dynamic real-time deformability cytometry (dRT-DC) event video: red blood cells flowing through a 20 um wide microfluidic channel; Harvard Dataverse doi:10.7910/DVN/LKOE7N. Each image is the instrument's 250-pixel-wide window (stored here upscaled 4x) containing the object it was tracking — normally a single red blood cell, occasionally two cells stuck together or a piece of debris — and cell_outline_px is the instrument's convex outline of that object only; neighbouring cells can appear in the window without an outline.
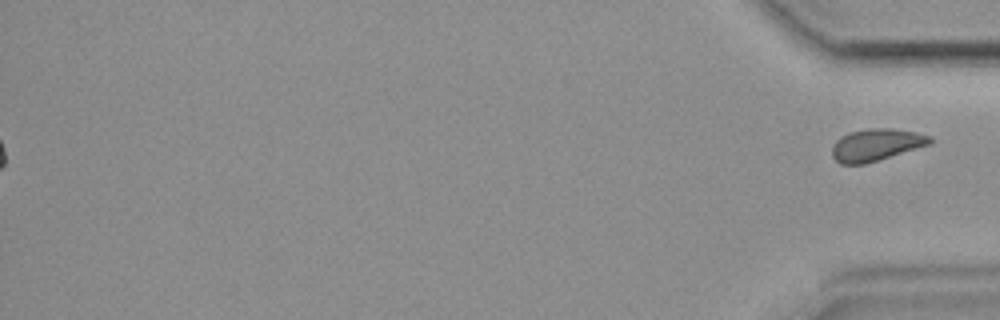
{"species": "common noctule bat (a hibernating species)", "species_latin": "Nyctalus noctula", "temperature_condition": "room temperature", "stored_images_in_passage": 46, "segment_of_instrument_passage": [2, 2], "camera_frame_rate_fps": 3000, "um_per_image_px": 0.085, "animal": {"sex": "female", "body_mass_g": 19.9}, "frame": {"image": 1, "passage_image": 46, "time_ms": 15.0, "image_size_px": [1000, 320], "cell_outline_px": [[932, 144], [864, 164], [840, 164], [832, 156], [832, 144], [840, 136], [852, 132], [868, 128], [892, 128], [916, 132], [932, 136]], "centroid_in_image_um": [74.48, 12.3], "position_along_channel_um": 360.7, "area_um2": 18.38}}